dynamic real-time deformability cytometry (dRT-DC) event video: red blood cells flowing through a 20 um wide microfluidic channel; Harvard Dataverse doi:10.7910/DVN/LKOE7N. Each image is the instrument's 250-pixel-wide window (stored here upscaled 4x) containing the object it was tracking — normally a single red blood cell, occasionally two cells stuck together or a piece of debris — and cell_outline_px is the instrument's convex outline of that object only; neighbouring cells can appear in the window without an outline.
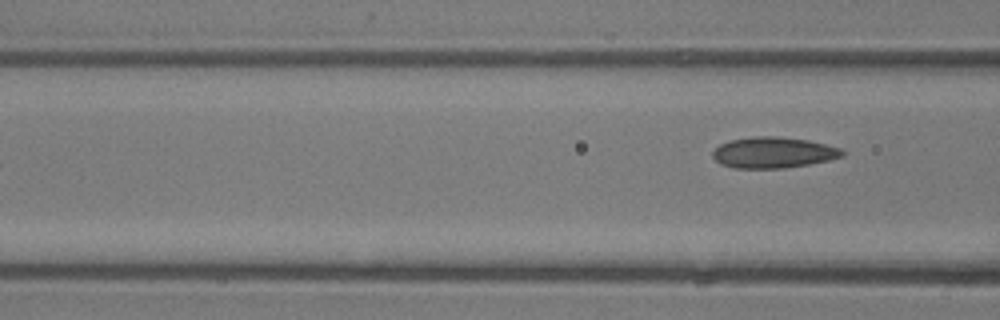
{"species": "common noctule bat (a hibernating species)", "species_latin": "Nyctalus noctula", "temperature_condition": "room temperature", "stored_images_in_passage": 7, "camera_frame_rate_fps": 3000, "um_per_image_px": 0.085, "animal": {"sex": "male", "body_mass_g": 13.3}, "frame": {"image": 1, "passage_image": 7, "time_ms": 7.0, "image_size_px": [1000, 320], "cell_outline_px": [[844, 156], [828, 160], [808, 164], [784, 168], [736, 168], [720, 164], [712, 156], [712, 152], [720, 144], [728, 140], [752, 136], [780, 136], [808, 140], [844, 148]], "centroid_in_image_um": [65.74, 12.95], "position_along_channel_um": 100.9, "area_um2": 23.58}}